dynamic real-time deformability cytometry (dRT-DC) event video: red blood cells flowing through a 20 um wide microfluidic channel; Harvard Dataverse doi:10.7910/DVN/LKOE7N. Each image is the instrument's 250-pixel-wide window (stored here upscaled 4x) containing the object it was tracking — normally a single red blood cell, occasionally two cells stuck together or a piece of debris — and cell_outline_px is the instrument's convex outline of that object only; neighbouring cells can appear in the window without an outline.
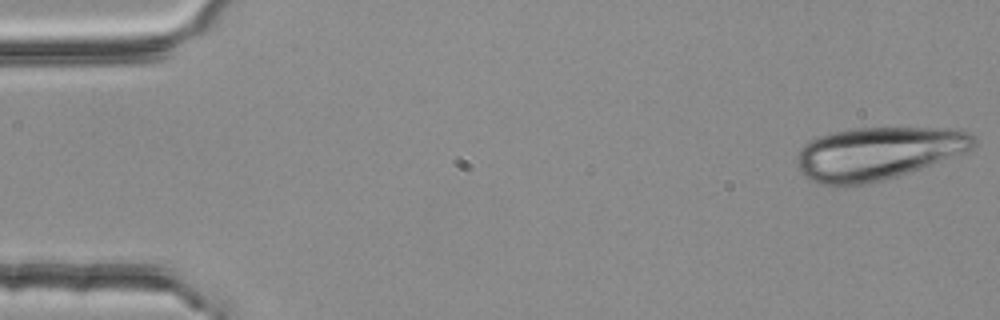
{"species": "common noctule bat (a hibernating species)", "species_latin": "Nyctalus noctula", "temperature_condition": "room temperature", "stored_images_in_passage": 4, "camera_frame_rate_fps": 3000, "um_per_image_px": 0.085, "animal": {"sex": "female", "body_mass_g": 25.1}, "frame": {"image": 1, "passage_image": 1, "time_ms": 0.0, "image_size_px": [1000, 320], "cell_outline_px": [[976, 144], [972, 148], [964, 152], [920, 168], [884, 180], [868, 184], [824, 184], [812, 180], [804, 176], [800, 172], [800, 148], [804, 144], [820, 136], [832, 132], [852, 128], [956, 128], [968, 132], [976, 140]], "centroid_in_image_um": [74.66, 13.01], "position_along_channel_um": 10.3, "area_um2": 53.52}}